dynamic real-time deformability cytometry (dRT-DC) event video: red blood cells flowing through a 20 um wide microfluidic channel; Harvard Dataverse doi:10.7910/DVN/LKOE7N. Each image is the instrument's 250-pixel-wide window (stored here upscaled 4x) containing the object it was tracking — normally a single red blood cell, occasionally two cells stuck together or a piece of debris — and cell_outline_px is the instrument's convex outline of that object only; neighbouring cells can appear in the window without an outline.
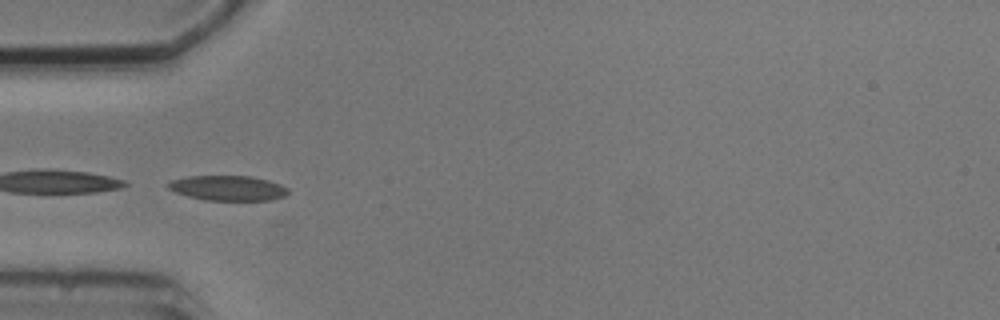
{"species": "common noctule bat (a hibernating species)", "species_latin": "Nyctalus noctula", "temperature_condition": "cold", "stored_images_in_passage": 6, "segment_of_instrument_passage": [2, 2], "camera_frame_rate_fps": 3000, "um_per_image_px": 0.085, "animal": {"sex": "male", "body_mass_g": 20.5, "forearm_length_mm": 52.5}, "frame": {"image": 1, "passage_image": 4, "time_ms": 5.0, "image_size_px": [1000, 320], "cell_outline_px": [[288, 192], [284, 196], [272, 200], [204, 200], [188, 196], [176, 192], [168, 188], [164, 184], [168, 180], [188, 176], [248, 176], [268, 180], [280, 184], [288, 188]], "centroid_in_image_um": [19.32, 15.98], "position_along_channel_um": 65.7, "area_um2": 17.57}}